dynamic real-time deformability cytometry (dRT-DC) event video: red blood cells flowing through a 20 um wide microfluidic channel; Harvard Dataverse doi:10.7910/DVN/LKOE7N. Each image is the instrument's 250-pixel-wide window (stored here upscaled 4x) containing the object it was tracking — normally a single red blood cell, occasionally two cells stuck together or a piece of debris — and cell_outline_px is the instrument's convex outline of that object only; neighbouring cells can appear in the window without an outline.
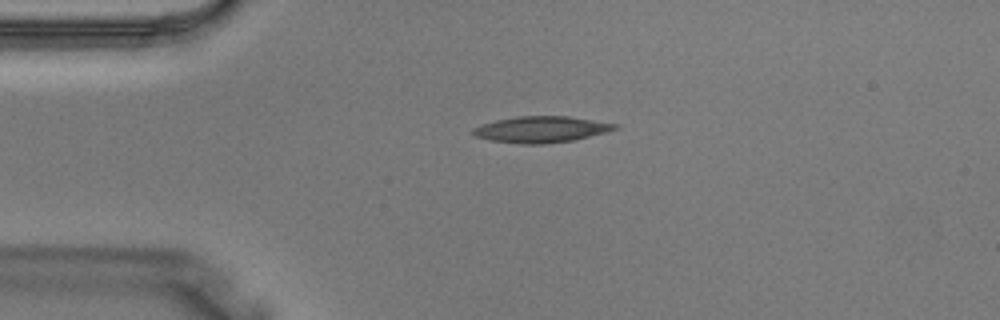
{"species": "Egyptian fruit bat (a non-hibernating species)", "species_latin": "Rousettus aegyptiacus", "temperature_condition": "warm", "stored_images_in_passage": 3, "camera_frame_rate_fps": 3000, "um_per_image_px": 0.085, "animal": {"sex": "male"}, "frame": {"image": 1, "passage_image": 3, "time_ms": 0.667, "image_size_px": [1000, 320], "cell_outline_px": [[620, 128], [608, 132], [572, 140], [544, 144], [520, 144], [492, 140], [476, 136], [472, 132], [472, 128], [496, 120], [516, 116], [568, 116], [620, 124]], "centroid_in_image_um": [46.06, 10.99], "position_along_channel_um": 38.9, "area_um2": 21.68}}